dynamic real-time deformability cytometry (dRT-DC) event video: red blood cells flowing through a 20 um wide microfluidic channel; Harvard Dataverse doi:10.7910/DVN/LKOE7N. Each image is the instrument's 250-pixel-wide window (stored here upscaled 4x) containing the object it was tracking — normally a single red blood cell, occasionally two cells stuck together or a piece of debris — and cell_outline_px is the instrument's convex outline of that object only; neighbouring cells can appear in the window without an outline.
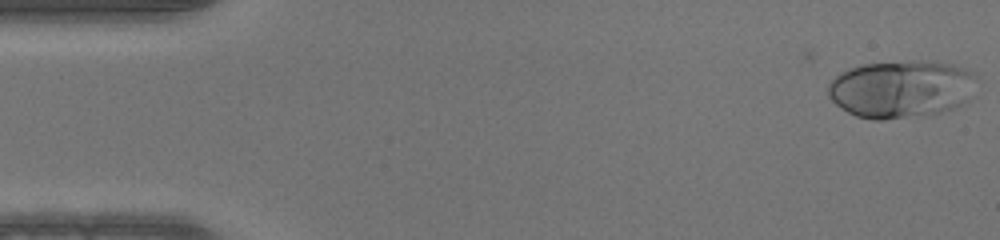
{"species": "human", "species_latin": "Homo sapiens", "temperature_condition": "warm", "stored_images_in_passage": 49, "camera_frame_rate_fps": 3000, "um_per_image_px": 0.085, "donor": {"sex": "male"}, "frame": {"image": 1, "passage_image": 1, "time_ms": 0.0, "image_size_px": [1000, 240], "cell_outline_px": [[976, 76], [968, 100], [952, 108], [940, 112], [884, 120], [872, 120], [856, 116], [840, 108], [828, 96], [828, 84], [836, 76], [848, 68], [864, 64], [912, 60], [932, 60], [952, 64], [976, 72]], "centroid_in_image_um": [76.58, 7.54], "position_along_channel_um": 8.4, "area_um2": 50.0}}
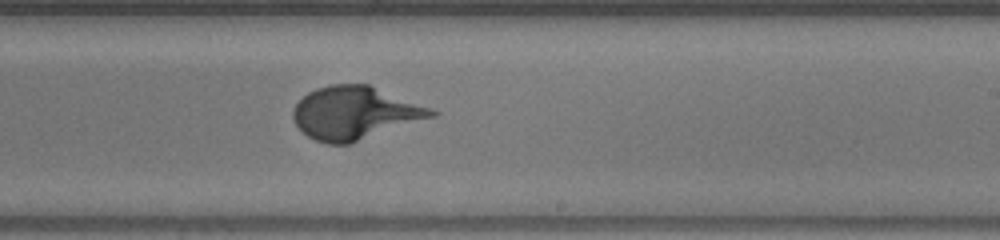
{"frame": {"image": 2, "passage_image": 29, "time_ms": 9.333, "image_size_px": [1000, 240], "cell_outline_px": [[440, 112], [436, 116], [352, 144], [328, 144], [316, 140], [308, 136], [296, 124], [292, 116], [292, 112], [296, 104], [308, 92], [316, 88], [328, 84], [368, 84], [432, 108]], "centroid_in_image_um": [30.2, 9.61], "position_along_channel_um": 258.8, "area_um2": 42.89}}
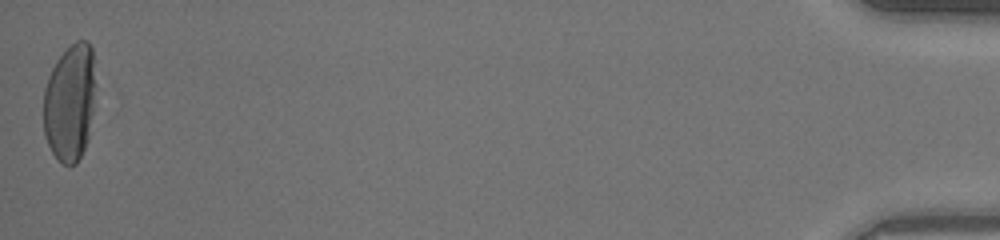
{"frame": {"image": 3, "passage_image": 49, "time_ms": 16.0, "image_size_px": [1000, 240], "cell_outline_px": [[96, 84], [88, 140], [76, 164], [64, 164], [52, 152], [44, 136], [44, 88], [48, 76], [56, 60], [76, 40], [88, 40], [92, 48]], "centroid_in_image_um": [5.95, 8.68], "position_along_channel_um": 429.3, "area_um2": 35.72}}